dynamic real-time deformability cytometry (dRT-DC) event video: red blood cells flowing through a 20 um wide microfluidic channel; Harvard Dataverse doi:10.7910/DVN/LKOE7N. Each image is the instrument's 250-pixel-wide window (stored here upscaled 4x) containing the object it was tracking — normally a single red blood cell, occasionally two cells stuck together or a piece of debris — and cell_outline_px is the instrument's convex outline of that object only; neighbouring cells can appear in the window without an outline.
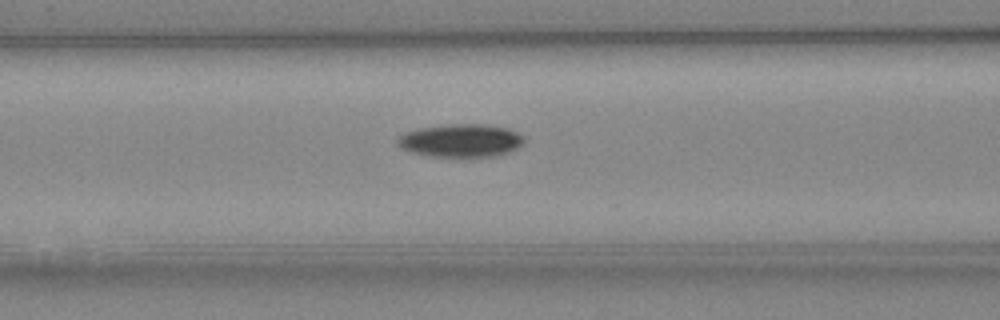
{"species": "Egyptian fruit bat (a non-hibernating species)", "species_latin": "Rousettus aegyptiacus", "temperature_condition": "cold", "stored_images_in_passage": 33, "camera_frame_rate_fps": 3000, "um_per_image_px": 0.085, "animal": {"sex": "female"}, "frame": {"image": 1, "passage_image": 5, "time_ms": 1.333, "image_size_px": [1000, 320], "cell_outline_px": [[524, 144], [520, 148], [500, 156], [468, 160], [428, 156], [408, 152], [400, 148], [396, 144], [396, 140], [404, 132], [420, 128], [448, 124], [484, 124], [508, 128], [524, 136]], "centroid_in_image_um": [39.19, 12.01], "position_along_channel_um": 127.4, "area_um2": 25.78}}
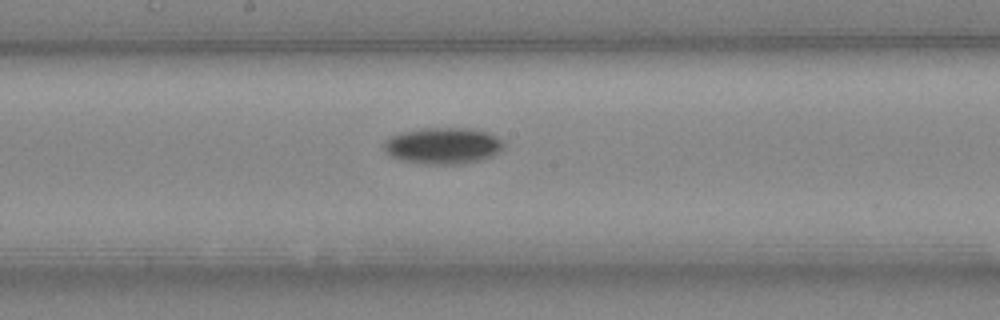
{"frame": {"image": 2, "passage_image": 11, "time_ms": 3.333, "image_size_px": [1000, 320], "cell_outline_px": [[504, 148], [500, 152], [484, 160], [464, 164], [424, 164], [400, 160], [388, 156], [384, 152], [384, 140], [400, 132], [420, 128], [472, 128], [488, 132], [504, 140]], "centroid_in_image_um": [37.67, 12.39], "position_along_channel_um": 210.5, "area_um2": 26.07}}
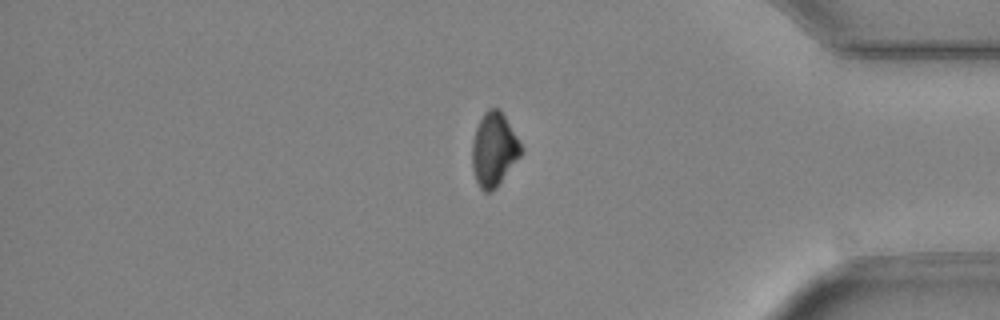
{"frame": {"image": 3, "passage_image": 26, "time_ms": 8.333, "image_size_px": [1000, 320], "cell_outline_px": [[524, 152], [496, 188], [492, 192], [484, 192], [480, 188], [476, 180], [472, 168], [472, 140], [476, 128], [484, 112], [488, 108], [500, 108], [524, 148]], "centroid_in_image_um": [42.0, 12.71], "position_along_channel_um": 393.2, "area_um2": 21.27}}